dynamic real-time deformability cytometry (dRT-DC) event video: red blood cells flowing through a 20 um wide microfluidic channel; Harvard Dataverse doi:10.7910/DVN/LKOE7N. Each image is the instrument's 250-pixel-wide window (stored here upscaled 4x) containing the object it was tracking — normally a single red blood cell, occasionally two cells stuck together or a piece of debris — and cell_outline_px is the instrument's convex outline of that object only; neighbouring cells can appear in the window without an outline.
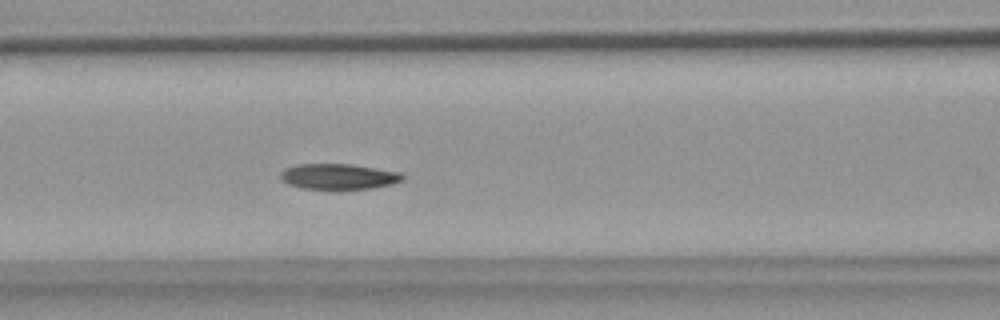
{"species": "common noctule bat (a hibernating species)", "species_latin": "Nyctalus noctula", "temperature_condition": "warm", "stored_images_in_passage": 42, "segment_of_instrument_passage": [1, 2], "camera_frame_rate_fps": 3000, "um_per_image_px": 0.085, "animal": {"sex": "female", "body_mass_g": 18.4}, "frame": {"image": 1, "passage_image": 9, "time_ms": 2.667, "image_size_px": [1000, 320], "cell_outline_px": [[404, 180], [392, 184], [372, 188], [340, 192], [328, 192], [304, 188], [288, 184], [280, 180], [280, 172], [284, 168], [296, 164], [348, 164], [400, 172], [404, 176]], "centroid_in_image_um": [28.73, 15.06], "position_along_channel_um": 137.9, "area_um2": 19.13}}
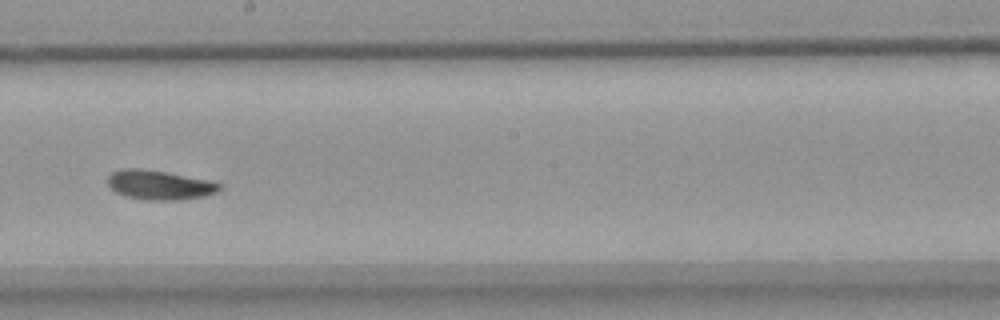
{"frame": {"image": 2, "passage_image": 17, "time_ms": 5.333, "image_size_px": [1000, 320], "cell_outline_px": [[220, 188], [216, 192], [208, 196], [176, 200], [144, 200], [124, 196], [116, 192], [108, 184], [108, 176], [112, 172], [124, 168], [140, 168], [168, 172], [208, 180], [220, 184]], "centroid_in_image_um": [13.54, 15.72], "position_along_channel_um": 234.7, "area_um2": 19.19}}
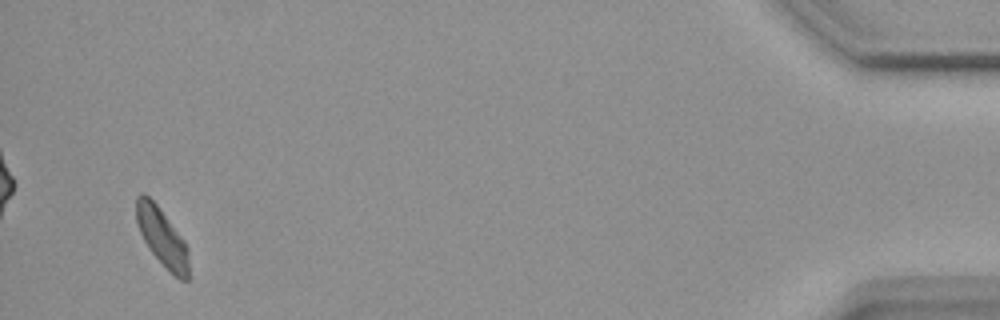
{"frame": {"image": 3, "passage_image": 39, "time_ms": 12.667, "image_size_px": [1000, 320], "cell_outline_px": [[188, 280], [180, 280], [148, 248], [140, 232], [136, 220], [136, 196], [140, 192], [144, 192], [156, 204], [184, 240], [188, 248]], "centroid_in_image_um": [13.76, 20.11], "position_along_channel_um": 421.4, "area_um2": 17.34}}